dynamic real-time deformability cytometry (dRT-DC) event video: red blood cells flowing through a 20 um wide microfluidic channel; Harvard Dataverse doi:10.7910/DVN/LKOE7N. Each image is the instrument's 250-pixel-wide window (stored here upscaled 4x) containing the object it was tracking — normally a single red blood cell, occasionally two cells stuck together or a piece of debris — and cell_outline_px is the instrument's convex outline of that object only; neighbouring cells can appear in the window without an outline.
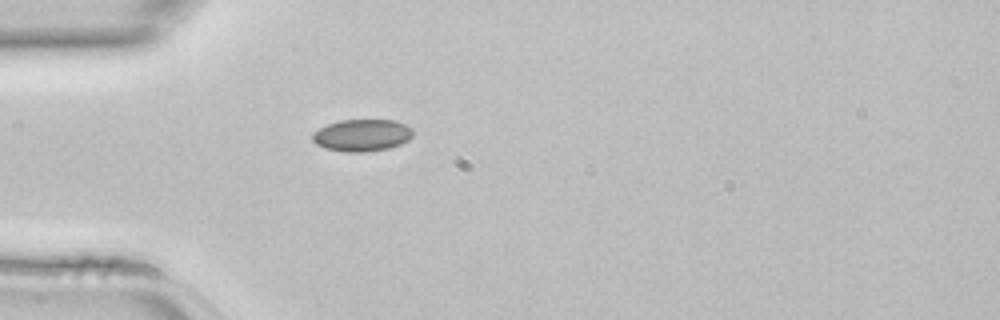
{"species": "common noctule bat (a hibernating species)", "species_latin": "Nyctalus noctula", "temperature_condition": "room temperature", "stored_images_in_passage": 33, "camera_frame_rate_fps": 3000, "um_per_image_px": 0.085, "animal": {"sex": "female", "body_mass_g": 22.7, "forearm_length_mm": 54.2}, "frame": {"image": 1, "passage_image": 1, "time_ms": 0.0, "image_size_px": [1000, 320], "cell_outline_px": [[412, 136], [408, 140], [400, 144], [388, 148], [364, 152], [344, 152], [324, 148], [316, 144], [312, 140], [312, 132], [328, 124], [340, 120], [396, 120], [412, 128]], "centroid_in_image_um": [30.75, 11.5], "position_along_channel_um": 54.3, "area_um2": 18.79}}
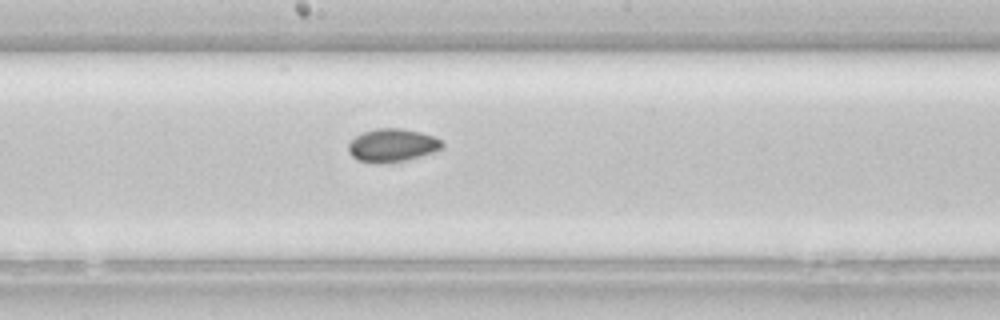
{"frame": {"image": 2, "passage_image": 12, "time_ms": 3.667, "image_size_px": [1000, 320], "cell_outline_px": [[444, 148], [408, 160], [380, 164], [376, 164], [356, 160], [348, 152], [348, 144], [356, 136], [364, 132], [376, 128], [400, 128], [420, 132], [432, 136], [440, 140], [444, 144]], "centroid_in_image_um": [33.32, 12.37], "position_along_channel_um": 214.9, "area_um2": 18.21}}
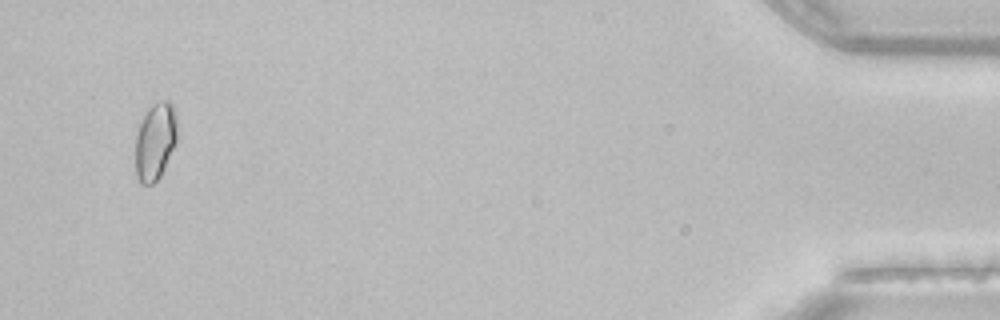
{"frame": {"image": 3, "passage_image": 31, "time_ms": 10.0, "image_size_px": [1000, 320], "cell_outline_px": [[176, 140], [164, 168], [160, 176], [152, 184], [140, 184], [136, 176], [136, 136], [140, 124], [148, 108], [152, 104], [160, 100], [168, 100], [172, 104], [176, 112]], "centroid_in_image_um": [13.19, 11.99], "position_along_channel_um": 422.0, "area_um2": 18.61}}